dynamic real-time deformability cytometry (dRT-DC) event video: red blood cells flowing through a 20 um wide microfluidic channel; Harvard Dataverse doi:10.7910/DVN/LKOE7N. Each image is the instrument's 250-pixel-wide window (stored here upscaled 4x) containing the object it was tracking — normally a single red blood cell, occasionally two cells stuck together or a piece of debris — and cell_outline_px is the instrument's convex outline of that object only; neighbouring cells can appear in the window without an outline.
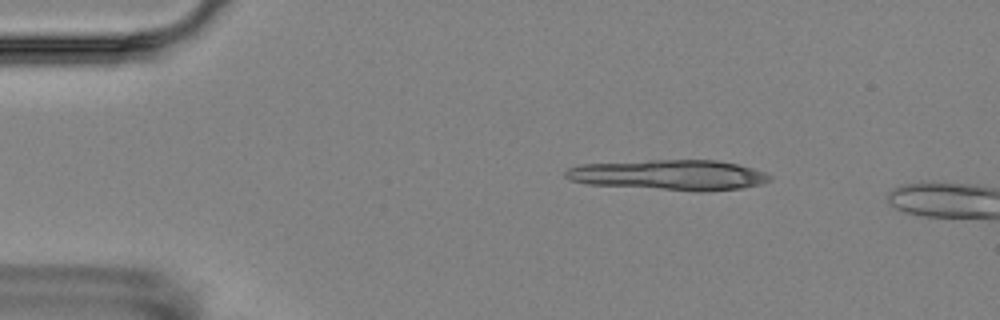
{"species": "Egyptian fruit bat (a non-hibernating species)", "species_latin": "Rousettus aegyptiacus", "temperature_condition": "room temperature", "stored_images_in_passage": 3, "camera_frame_rate_fps": 3000, "um_per_image_px": 0.085, "animal": {"sex": "female"}, "frame": {"image": 1, "passage_image": 2, "time_ms": 1.0, "image_size_px": [1000, 320], "cell_outline_px": [[772, 180], [760, 184], [740, 188], [696, 192], [588, 184], [568, 180], [564, 176], [564, 172], [568, 168], [580, 164], [648, 160], [716, 160], [740, 164], [764, 172], [772, 176]], "centroid_in_image_um": [56.86, 14.87], "position_along_channel_um": 28.1, "area_um2": 36.41}}